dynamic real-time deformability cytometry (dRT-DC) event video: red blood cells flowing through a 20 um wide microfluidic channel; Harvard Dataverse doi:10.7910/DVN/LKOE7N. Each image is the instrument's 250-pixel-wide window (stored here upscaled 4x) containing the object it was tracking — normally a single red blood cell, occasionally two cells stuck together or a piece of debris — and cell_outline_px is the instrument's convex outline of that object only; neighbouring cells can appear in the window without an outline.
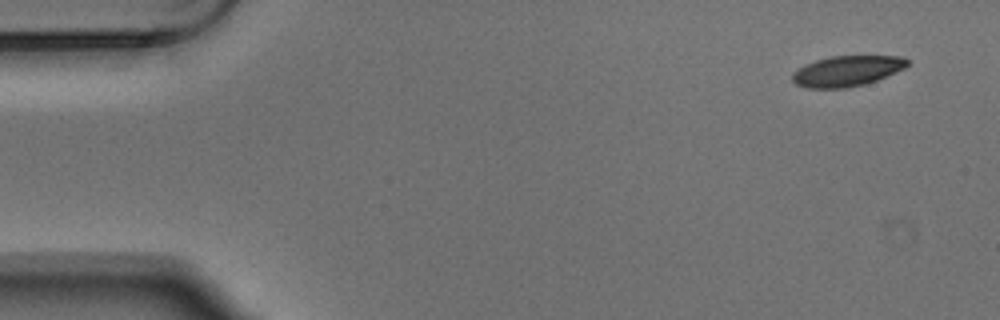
{"species": "Egyptian fruit bat (a non-hibernating species)", "species_latin": "Rousettus aegyptiacus", "temperature_condition": "warm", "stored_images_in_passage": 6, "camera_frame_rate_fps": 3000, "um_per_image_px": 0.085, "animal": {"sex": "male"}, "frame": {"image": 1, "passage_image": 1, "time_ms": 0.0, "image_size_px": [1000, 320], "cell_outline_px": [[908, 64], [904, 68], [876, 80], [864, 84], [844, 88], [808, 88], [796, 84], [792, 80], [792, 72], [804, 64], [828, 56], [904, 56], [908, 60]], "centroid_in_image_um": [71.95, 6.02], "position_along_channel_um": 13.0, "area_um2": 20.4}}
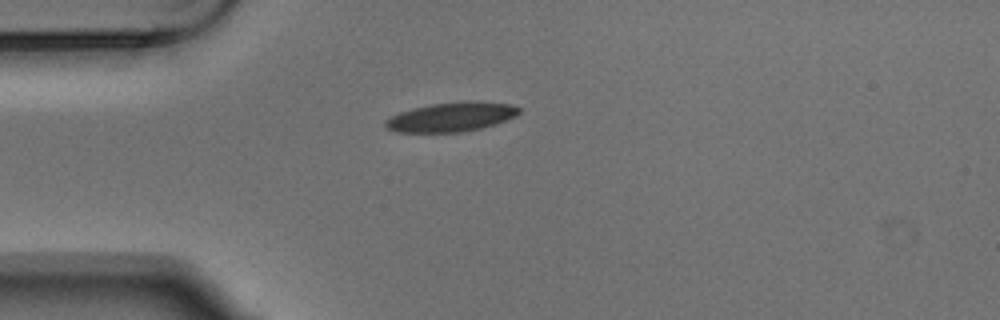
{"frame": {"image": 2, "passage_image": 4, "time_ms": 1.0, "image_size_px": [1000, 320], "cell_outline_px": [[520, 112], [516, 116], [496, 124], [480, 128], [460, 132], [396, 132], [388, 128], [384, 124], [384, 120], [400, 112], [412, 108], [432, 104], [464, 100], [480, 100], [512, 104], [520, 108]], "centroid_in_image_um": [38.4, 9.92], "position_along_channel_um": 46.6, "area_um2": 23.06}}
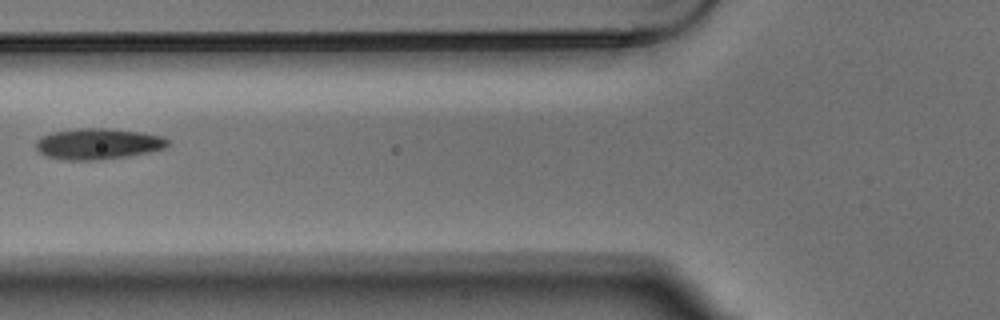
{"frame": {"image": 3, "passage_image": 6, "time_ms": 1.667, "image_size_px": [1000, 320], "cell_outline_px": [[168, 144], [164, 148], [152, 152], [128, 156], [96, 160], [64, 160], [44, 156], [36, 148], [36, 140], [40, 136], [52, 132], [76, 128], [104, 128], [140, 132], [160, 136], [168, 140]], "centroid_in_image_um": [8.28, 12.23], "position_along_channel_um": 117.5, "area_um2": 23.87}}